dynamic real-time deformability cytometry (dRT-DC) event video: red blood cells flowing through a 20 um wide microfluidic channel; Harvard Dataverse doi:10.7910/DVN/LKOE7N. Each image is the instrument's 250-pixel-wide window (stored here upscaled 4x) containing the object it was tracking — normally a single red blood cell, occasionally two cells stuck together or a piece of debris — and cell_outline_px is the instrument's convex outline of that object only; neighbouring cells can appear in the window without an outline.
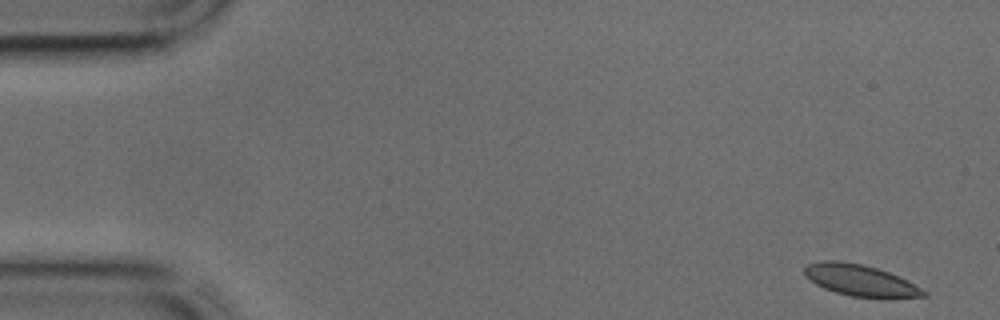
{"species": "common noctule bat (a hibernating species)", "species_latin": "Nyctalus noctula", "temperature_condition": "cold", "stored_images_in_passage": 11, "camera_frame_rate_fps": 3000, "um_per_image_px": 0.085, "animal": {"sex": "male", "body_mass_g": 17.9, "forearm_length_mm": 54.2}, "frame": {"image": 1, "passage_image": 1, "time_ms": 0.0, "image_size_px": [1000, 320], "cell_outline_px": [[928, 296], [888, 300], [852, 296], [836, 292], [824, 288], [816, 284], [804, 272], [804, 268], [808, 264], [824, 260], [836, 260], [864, 264], [888, 272], [908, 280], [928, 292]], "centroid_in_image_um": [73.23, 23.87], "position_along_channel_um": 11.8, "area_um2": 22.2}}
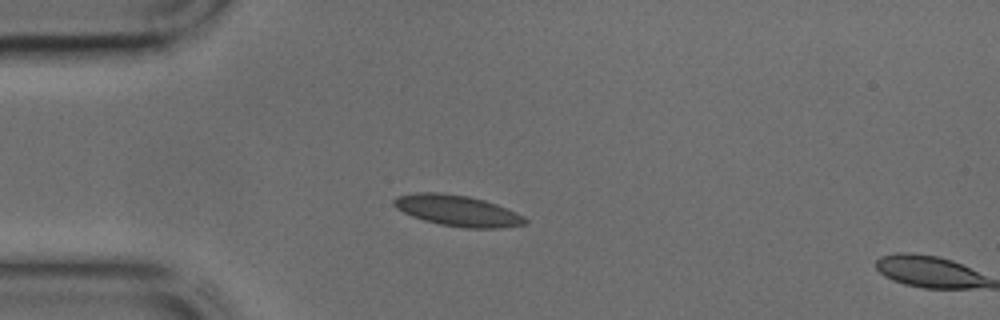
{"frame": {"image": 2, "passage_image": 10, "time_ms": 3.0, "image_size_px": [1000, 320], "cell_outline_px": [[528, 220], [524, 224], [500, 228], [464, 228], [440, 224], [424, 220], [412, 216], [396, 208], [392, 204], [392, 200], [396, 196], [416, 192], [440, 192], [468, 196], [484, 200], [496, 204], [516, 212], [524, 216]], "centroid_in_image_um": [38.86, 17.9], "position_along_channel_um": 46.1, "area_um2": 23.7}}